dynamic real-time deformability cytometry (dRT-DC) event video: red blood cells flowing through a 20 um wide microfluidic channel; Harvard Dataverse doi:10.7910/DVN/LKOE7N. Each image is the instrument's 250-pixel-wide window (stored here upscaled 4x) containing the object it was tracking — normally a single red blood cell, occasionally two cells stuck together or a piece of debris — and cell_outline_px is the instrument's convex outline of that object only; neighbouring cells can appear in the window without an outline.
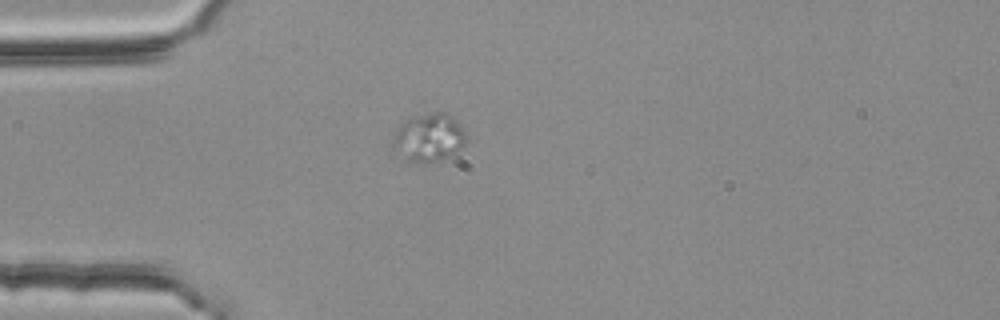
{"species": "common noctule bat (a hibernating species)", "species_latin": "Nyctalus noctula", "temperature_condition": "room temperature", "stored_images_in_passage": 31, "camera_frame_rate_fps": 3000, "um_per_image_px": 0.085, "animal": {"sex": "female", "body_mass_g": 25.1}, "frame": {"image": 1, "passage_image": 1, "time_ms": 0.0, "image_size_px": [1000, 320], "cell_outline_px": [[468, 136], [464, 144], [460, 148], [448, 156], [432, 164], [416, 164], [392, 156], [392, 136], [400, 124], [404, 120], [412, 116], [432, 112], [448, 112], [468, 132]], "centroid_in_image_um": [36.38, 11.73], "position_along_channel_um": 48.6, "area_um2": 21.73}}
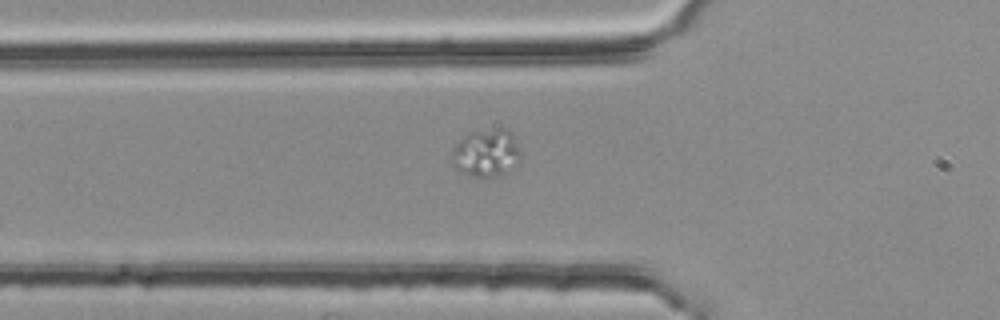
{"frame": {"image": 2, "passage_image": 5, "time_ms": 1.333, "image_size_px": [1000, 320], "cell_outline_px": [[524, 152], [520, 164], [496, 176], [472, 176], [456, 168], [448, 160], [452, 148], [468, 132], [500, 128], [504, 128], [512, 136]], "centroid_in_image_um": [41.34, 13.0], "position_along_channel_um": 84.5, "area_um2": 19.42}}